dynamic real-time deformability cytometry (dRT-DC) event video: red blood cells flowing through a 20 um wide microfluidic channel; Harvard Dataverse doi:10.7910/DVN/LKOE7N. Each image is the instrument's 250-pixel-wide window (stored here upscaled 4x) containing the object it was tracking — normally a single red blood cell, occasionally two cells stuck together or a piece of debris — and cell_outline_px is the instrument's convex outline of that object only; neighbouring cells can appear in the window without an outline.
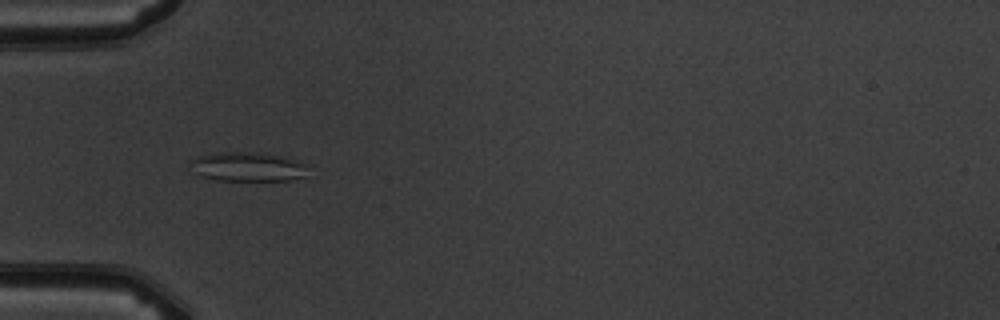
{"species": "common noctule bat (a hibernating species)", "species_latin": "Nyctalus noctula", "temperature_condition": "warm", "stored_images_in_passage": 7, "camera_frame_rate_fps": 3000, "um_per_image_px": 0.085, "animal": {"sex": "male", "body_mass_g": 19.5, "forearm_length_mm": 54.6}, "frame": {"image": 1, "passage_image": 5, "time_ms": 4.667, "image_size_px": [1000, 320], "cell_outline_px": [[308, 164], [304, 176], [288, 180], [220, 180], [200, 176], [196, 172], [188, 160], [196, 156], [216, 152], [252, 152], [280, 156]], "centroid_in_image_um": [21.01, 14.16], "position_along_channel_um": 64.0, "area_um2": 19.83}}
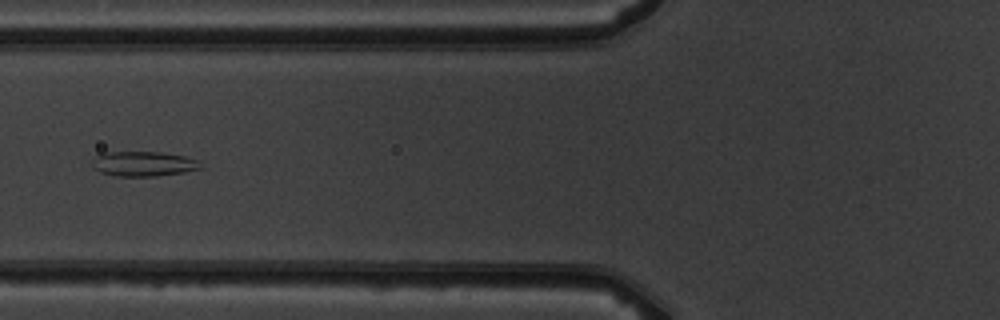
{"frame": {"image": 2, "passage_image": 6, "time_ms": 6.0, "image_size_px": [1000, 320], "cell_outline_px": [[204, 168], [184, 172], [156, 176], [116, 176], [100, 172], [92, 168], [92, 160], [96, 156], [104, 152], [160, 152], [184, 156], [196, 160]], "centroid_in_image_um": [12.16, 13.93], "position_along_channel_um": 113.6, "area_um2": 15.72}}